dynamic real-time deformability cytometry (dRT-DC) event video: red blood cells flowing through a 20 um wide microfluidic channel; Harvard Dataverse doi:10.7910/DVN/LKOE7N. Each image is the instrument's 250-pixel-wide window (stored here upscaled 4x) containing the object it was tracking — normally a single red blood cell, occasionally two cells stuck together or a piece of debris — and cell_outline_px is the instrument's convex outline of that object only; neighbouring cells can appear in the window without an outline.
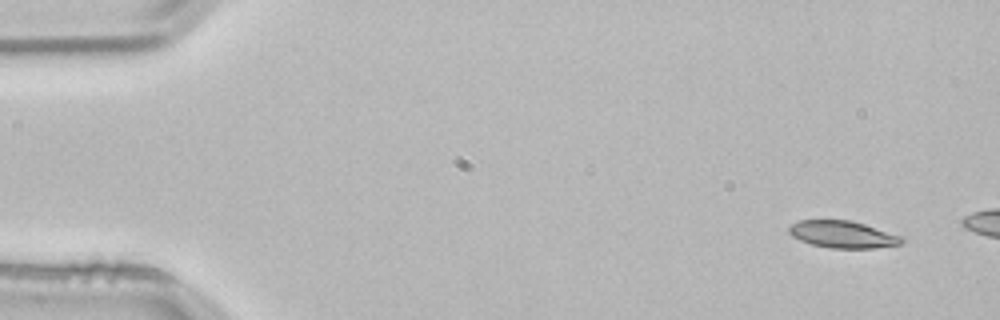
{"species": "common noctule bat (a hibernating species)", "species_latin": "Nyctalus noctula", "temperature_condition": "room temperature", "stored_images_in_passage": 2, "camera_frame_rate_fps": 3000, "um_per_image_px": 0.085, "animal": {"sex": "male", "body_mass_g": 21.5, "forearm_length_mm": 52.0}, "frame": {"image": 1, "passage_image": 1, "time_ms": 0.0, "image_size_px": [1000, 320], "cell_outline_px": [[908, 240], [904, 244], [876, 248], [828, 248], [812, 244], [800, 240], [792, 236], [788, 232], [788, 228], [792, 224], [800, 220], [852, 220], [904, 236]], "centroid_in_image_um": [71.72, 19.93], "position_along_channel_um": 13.3, "area_um2": 18.15}}